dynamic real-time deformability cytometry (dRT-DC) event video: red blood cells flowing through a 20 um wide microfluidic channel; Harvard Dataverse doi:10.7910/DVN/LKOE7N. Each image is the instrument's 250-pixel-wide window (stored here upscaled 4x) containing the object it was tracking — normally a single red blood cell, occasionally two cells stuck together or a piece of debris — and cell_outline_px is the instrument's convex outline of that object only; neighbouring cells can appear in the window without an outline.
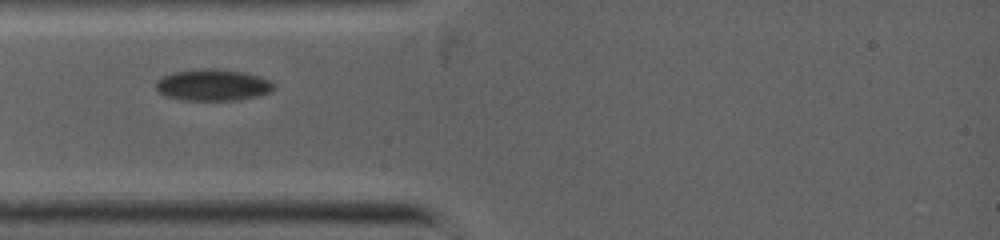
{"species": "common noctule bat (a hibernating species)", "species_latin": "Nyctalus noctula", "temperature_condition": "warm", "stored_images_in_passage": 10, "camera_frame_rate_fps": 5000, "um_per_image_px": 0.085, "animal": {"sex": "female", "body_mass_g": 19.0, "forearm_length_mm": 53.3}, "frame": {"image": 1, "passage_image": 1, "time_ms": 0.0, "image_size_px": [1000, 240], "cell_outline_px": [[276, 88], [272, 92], [256, 96], [236, 100], [184, 100], [168, 96], [156, 92], [156, 80], [172, 72], [204, 68], [212, 68], [244, 72], [268, 80]], "centroid_in_image_um": [18.06, 7.22], "position_along_channel_um": 66.9, "area_um2": 21.56}}
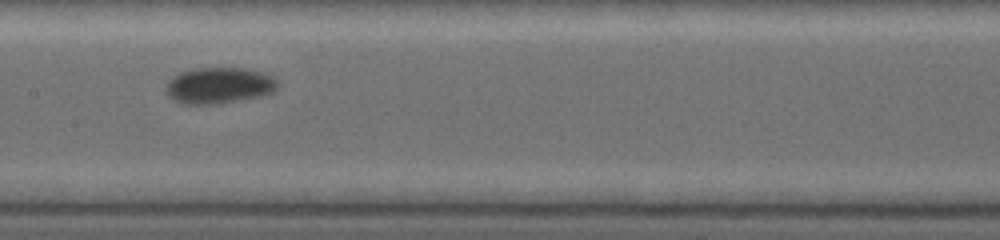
{"frame": {"image": 2, "passage_image": 4, "time_ms": 2.6, "image_size_px": [1000, 240], "cell_outline_px": [[280, 84], [272, 92], [260, 96], [236, 100], [208, 104], [184, 104], [168, 96], [168, 80], [172, 76], [180, 72], [192, 68], [244, 68], [276, 76]], "centroid_in_image_um": [18.65, 7.24], "position_along_channel_um": 188.7, "area_um2": 23.35}}
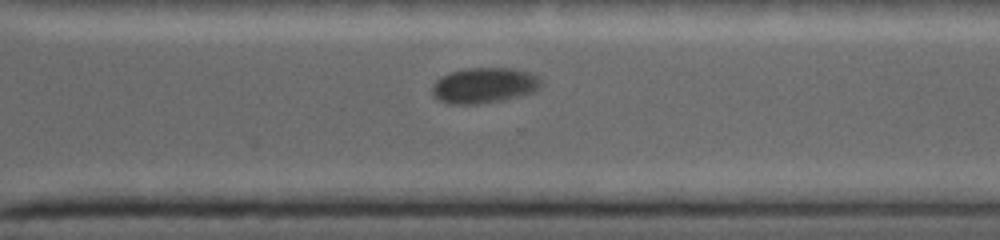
{"frame": {"image": 3, "passage_image": 9, "time_ms": 5.6, "image_size_px": [1000, 240], "cell_outline_px": [[540, 88], [532, 92], [500, 100], [476, 104], [448, 104], [432, 96], [432, 88], [436, 80], [440, 76], [448, 72], [464, 68], [512, 68], [528, 72], [540, 76]], "centroid_in_image_um": [41.11, 7.24], "position_along_channel_um": 329.5, "area_um2": 22.54}}